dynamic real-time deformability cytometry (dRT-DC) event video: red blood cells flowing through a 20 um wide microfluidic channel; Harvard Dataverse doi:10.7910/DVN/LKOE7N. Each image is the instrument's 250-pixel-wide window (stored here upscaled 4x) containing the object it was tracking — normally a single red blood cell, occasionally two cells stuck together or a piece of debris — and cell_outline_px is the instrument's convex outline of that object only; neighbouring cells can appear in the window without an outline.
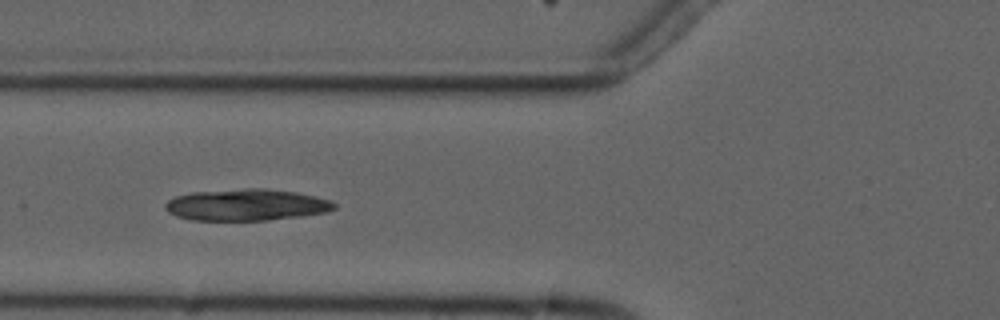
{"species": "common noctule bat (a hibernating species)", "species_latin": "Nyctalus noctula", "temperature_condition": "cold", "stored_images_in_passage": 7, "camera_frame_rate_fps": 3000, "um_per_image_px": 0.085, "animal": {"sex": "male", "forearm_length_mm": 52.5}, "frame": {"image": 1, "passage_image": 5, "time_ms": 5.333, "image_size_px": [1000, 320], "cell_outline_px": [[336, 208], [328, 212], [300, 216], [268, 220], [192, 220], [176, 216], [168, 212], [164, 208], [164, 204], [168, 200], [176, 196], [192, 192], [244, 188], [264, 188], [296, 192], [332, 200], [336, 204]], "centroid_in_image_um": [20.95, 17.41], "position_along_channel_um": 104.9, "area_um2": 31.27}}
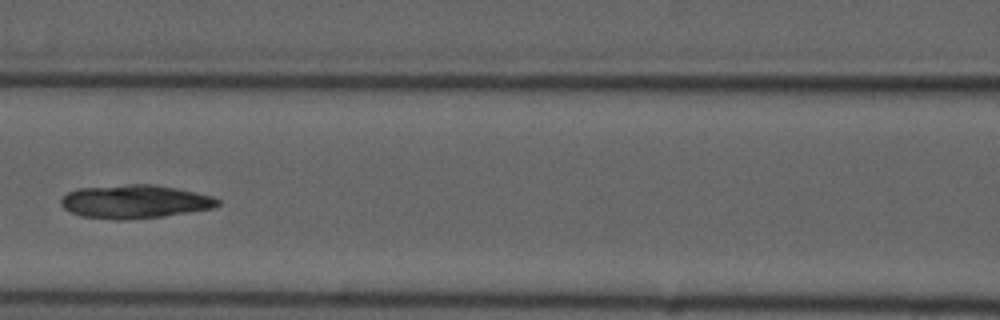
{"frame": {"image": 2, "passage_image": 6, "time_ms": 6.667, "image_size_px": [1000, 320], "cell_outline_px": [[220, 204], [212, 208], [164, 216], [120, 220], [116, 220], [80, 216], [64, 208], [60, 204], [60, 200], [68, 192], [80, 188], [128, 184], [152, 184], [176, 188], [196, 192], [212, 196], [220, 200]], "centroid_in_image_um": [11.45, 17.13], "position_along_channel_um": 155.1, "area_um2": 30.46}}
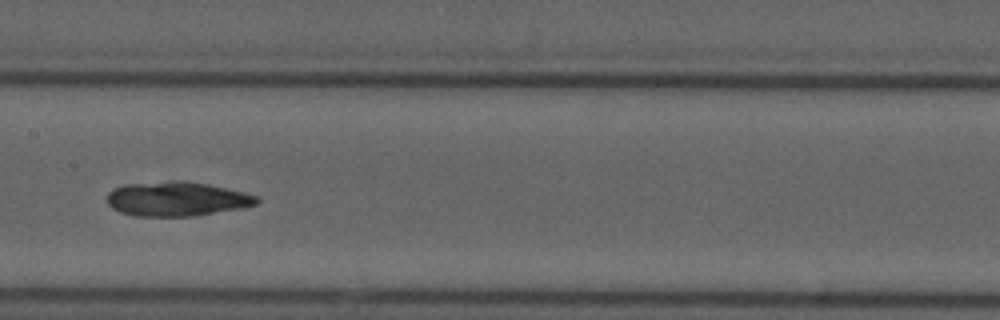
{"frame": {"image": 3, "passage_image": 7, "time_ms": 7.667, "image_size_px": [1000, 320], "cell_outline_px": [[260, 200], [256, 204], [244, 208], [192, 216], [136, 216], [120, 212], [112, 208], [108, 204], [108, 192], [112, 188], [124, 184], [172, 180], [184, 180], [208, 184], [244, 192], [260, 196]], "centroid_in_image_um": [15.03, 16.9], "position_along_channel_um": 192.4, "area_um2": 30.35}}